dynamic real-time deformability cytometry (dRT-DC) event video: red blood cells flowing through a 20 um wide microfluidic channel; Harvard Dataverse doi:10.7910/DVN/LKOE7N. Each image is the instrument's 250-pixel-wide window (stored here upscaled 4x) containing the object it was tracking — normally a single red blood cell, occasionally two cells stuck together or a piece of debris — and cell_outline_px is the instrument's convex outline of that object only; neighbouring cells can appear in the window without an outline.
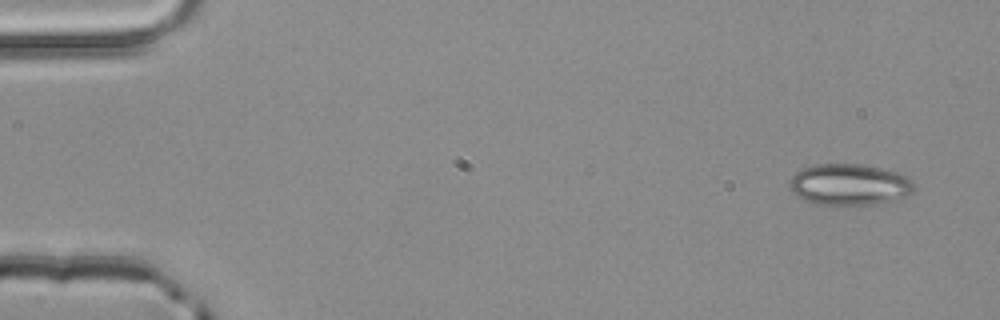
{"species": "common noctule bat (a hibernating species)", "species_latin": "Nyctalus noctula", "temperature_condition": "room temperature", "stored_images_in_passage": 4, "camera_frame_rate_fps": 3000, "um_per_image_px": 0.085, "animal": {"sex": "male", "body_mass_g": 20.4}, "frame": {"image": 1, "passage_image": 1, "time_ms": 0.0, "image_size_px": [1000, 320], "cell_outline_px": [[916, 192], [896, 200], [876, 204], [836, 208], [812, 204], [804, 200], [792, 192], [788, 188], [788, 184], [792, 176], [796, 172], [812, 164], [864, 164], [896, 172], [908, 176], [912, 180]], "centroid_in_image_um": [72.19, 15.74], "position_along_channel_um": 12.8, "area_um2": 31.21}}
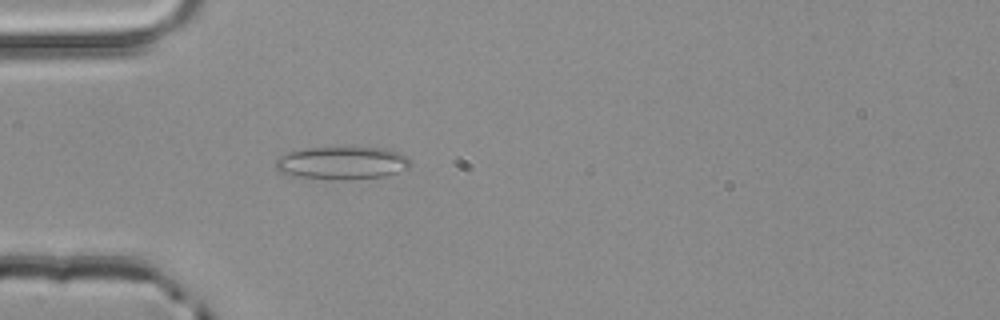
{"frame": {"image": 2, "passage_image": 4, "time_ms": 1.0, "image_size_px": [1000, 320], "cell_outline_px": [[412, 164], [408, 168], [384, 176], [300, 176], [280, 172], [276, 168], [276, 160], [280, 156], [288, 152], [304, 148], [384, 148], [408, 156]], "centroid_in_image_um": [29.1, 13.78], "position_along_channel_um": 55.9, "area_um2": 24.16}}